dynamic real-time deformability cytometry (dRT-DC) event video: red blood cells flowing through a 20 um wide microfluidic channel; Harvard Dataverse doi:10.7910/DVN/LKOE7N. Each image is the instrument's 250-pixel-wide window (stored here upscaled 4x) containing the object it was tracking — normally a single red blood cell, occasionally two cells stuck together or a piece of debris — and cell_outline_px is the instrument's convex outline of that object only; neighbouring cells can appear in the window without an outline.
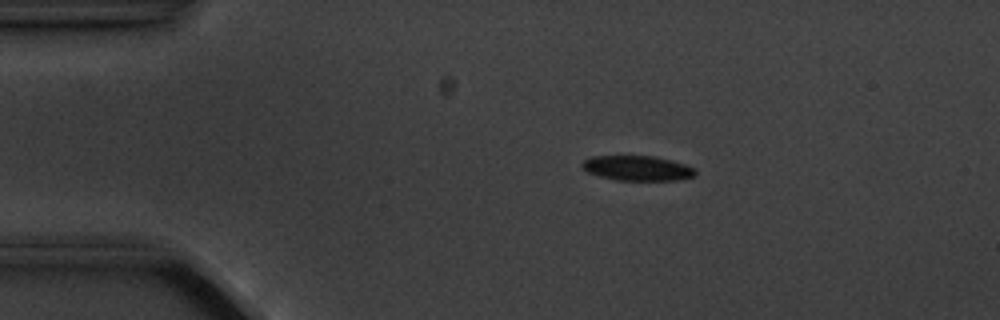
{"species": "common noctule bat (a hibernating species)", "species_latin": "Nyctalus noctula", "temperature_condition": "cold", "stored_images_in_passage": 9, "camera_frame_rate_fps": 3000, "um_per_image_px": 0.085, "animal": {"sex": "male", "body_mass_g": 20.1, "forearm_length_mm": 53.5}, "frame": {"image": 1, "passage_image": 2, "time_ms": 1.333, "image_size_px": [1000, 320], "cell_outline_px": [[696, 172], [692, 176], [680, 180], [616, 180], [600, 176], [588, 172], [580, 164], [584, 160], [592, 156], [652, 156], [672, 160], [696, 168]], "centroid_in_image_um": [54.18, 14.29], "position_along_channel_um": 30.8, "area_um2": 16.36}}